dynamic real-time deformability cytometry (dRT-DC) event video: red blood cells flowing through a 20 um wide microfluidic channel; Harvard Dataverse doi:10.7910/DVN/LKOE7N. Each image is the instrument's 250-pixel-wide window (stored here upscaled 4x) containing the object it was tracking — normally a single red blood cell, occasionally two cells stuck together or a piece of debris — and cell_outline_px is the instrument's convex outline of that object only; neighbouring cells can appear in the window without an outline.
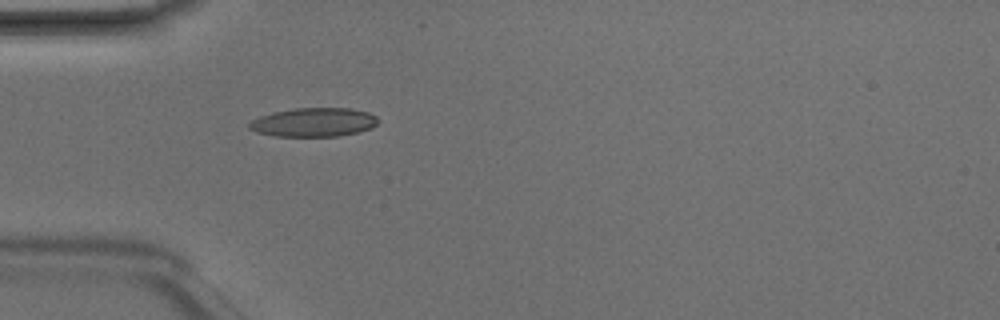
{"species": "Egyptian fruit bat (a non-hibernating species)", "species_latin": "Rousettus aegyptiacus", "temperature_condition": "room temperature", "stored_images_in_passage": 4, "camera_frame_rate_fps": 3000, "um_per_image_px": 0.085, "animal": {"sex": "male"}, "frame": {"image": 1, "passage_image": 4, "time_ms": 1.0, "image_size_px": [1000, 320], "cell_outline_px": [[380, 120], [372, 128], [340, 136], [276, 136], [256, 132], [248, 128], [248, 124], [252, 120], [260, 116], [276, 112], [296, 108], [352, 108], [368, 112], [376, 116]], "centroid_in_image_um": [26.69, 10.39], "position_along_channel_um": 58.3, "area_um2": 21.62}}